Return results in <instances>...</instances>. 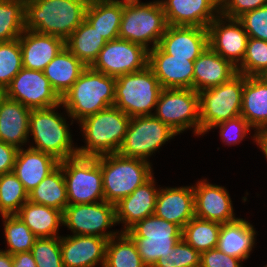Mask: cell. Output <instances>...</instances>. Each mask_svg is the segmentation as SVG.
Returning a JSON list of instances; mask_svg holds the SVG:
<instances>
[{
    "label": "cell",
    "instance_id": "1",
    "mask_svg": "<svg viewBox=\"0 0 267 267\" xmlns=\"http://www.w3.org/2000/svg\"><path fill=\"white\" fill-rule=\"evenodd\" d=\"M89 0H25V30L64 41L85 20Z\"/></svg>",
    "mask_w": 267,
    "mask_h": 267
},
{
    "label": "cell",
    "instance_id": "2",
    "mask_svg": "<svg viewBox=\"0 0 267 267\" xmlns=\"http://www.w3.org/2000/svg\"><path fill=\"white\" fill-rule=\"evenodd\" d=\"M116 78L86 67L72 87L61 97L68 116L83 120L114 106Z\"/></svg>",
    "mask_w": 267,
    "mask_h": 267
},
{
    "label": "cell",
    "instance_id": "3",
    "mask_svg": "<svg viewBox=\"0 0 267 267\" xmlns=\"http://www.w3.org/2000/svg\"><path fill=\"white\" fill-rule=\"evenodd\" d=\"M131 117L115 106L108 107L80 121L86 146L78 155L97 157L117 153L127 132Z\"/></svg>",
    "mask_w": 267,
    "mask_h": 267
},
{
    "label": "cell",
    "instance_id": "4",
    "mask_svg": "<svg viewBox=\"0 0 267 267\" xmlns=\"http://www.w3.org/2000/svg\"><path fill=\"white\" fill-rule=\"evenodd\" d=\"M99 165L105 201L114 205L153 176L148 161L118 153L100 155Z\"/></svg>",
    "mask_w": 267,
    "mask_h": 267
},
{
    "label": "cell",
    "instance_id": "5",
    "mask_svg": "<svg viewBox=\"0 0 267 267\" xmlns=\"http://www.w3.org/2000/svg\"><path fill=\"white\" fill-rule=\"evenodd\" d=\"M167 27L160 1L140 3L139 0H123L119 39L139 44L149 51L158 46ZM151 42L153 45L149 48L148 43Z\"/></svg>",
    "mask_w": 267,
    "mask_h": 267
},
{
    "label": "cell",
    "instance_id": "6",
    "mask_svg": "<svg viewBox=\"0 0 267 267\" xmlns=\"http://www.w3.org/2000/svg\"><path fill=\"white\" fill-rule=\"evenodd\" d=\"M33 109L29 115V133L32 134L37 151L50 154L58 161L78 155L77 147L72 145V136L64 117L55 112L56 107Z\"/></svg>",
    "mask_w": 267,
    "mask_h": 267
},
{
    "label": "cell",
    "instance_id": "7",
    "mask_svg": "<svg viewBox=\"0 0 267 267\" xmlns=\"http://www.w3.org/2000/svg\"><path fill=\"white\" fill-rule=\"evenodd\" d=\"M163 88L147 65L144 69L116 78L114 106L129 117L153 115Z\"/></svg>",
    "mask_w": 267,
    "mask_h": 267
},
{
    "label": "cell",
    "instance_id": "8",
    "mask_svg": "<svg viewBox=\"0 0 267 267\" xmlns=\"http://www.w3.org/2000/svg\"><path fill=\"white\" fill-rule=\"evenodd\" d=\"M245 75L237 74L216 87L199 91L200 135L223 121L241 116Z\"/></svg>",
    "mask_w": 267,
    "mask_h": 267
},
{
    "label": "cell",
    "instance_id": "9",
    "mask_svg": "<svg viewBox=\"0 0 267 267\" xmlns=\"http://www.w3.org/2000/svg\"><path fill=\"white\" fill-rule=\"evenodd\" d=\"M69 204H91L105 200L99 156L76 155L60 161Z\"/></svg>",
    "mask_w": 267,
    "mask_h": 267
},
{
    "label": "cell",
    "instance_id": "10",
    "mask_svg": "<svg viewBox=\"0 0 267 267\" xmlns=\"http://www.w3.org/2000/svg\"><path fill=\"white\" fill-rule=\"evenodd\" d=\"M135 242L146 267H153L158 258L172 252L182 239V228L156 215L137 222L126 232Z\"/></svg>",
    "mask_w": 267,
    "mask_h": 267
},
{
    "label": "cell",
    "instance_id": "11",
    "mask_svg": "<svg viewBox=\"0 0 267 267\" xmlns=\"http://www.w3.org/2000/svg\"><path fill=\"white\" fill-rule=\"evenodd\" d=\"M177 133L154 115L131 117L118 154L147 161L166 141Z\"/></svg>",
    "mask_w": 267,
    "mask_h": 267
},
{
    "label": "cell",
    "instance_id": "12",
    "mask_svg": "<svg viewBox=\"0 0 267 267\" xmlns=\"http://www.w3.org/2000/svg\"><path fill=\"white\" fill-rule=\"evenodd\" d=\"M153 114L177 134L194 128L200 135L199 94L194 89H162Z\"/></svg>",
    "mask_w": 267,
    "mask_h": 267
},
{
    "label": "cell",
    "instance_id": "13",
    "mask_svg": "<svg viewBox=\"0 0 267 267\" xmlns=\"http://www.w3.org/2000/svg\"><path fill=\"white\" fill-rule=\"evenodd\" d=\"M116 223L115 205L105 200L91 204H68L63 212V224L74 235H90L109 240L119 235V231L105 232Z\"/></svg>",
    "mask_w": 267,
    "mask_h": 267
},
{
    "label": "cell",
    "instance_id": "14",
    "mask_svg": "<svg viewBox=\"0 0 267 267\" xmlns=\"http://www.w3.org/2000/svg\"><path fill=\"white\" fill-rule=\"evenodd\" d=\"M147 65V49L139 44L118 38L106 42L90 67L95 71L117 78L140 71Z\"/></svg>",
    "mask_w": 267,
    "mask_h": 267
},
{
    "label": "cell",
    "instance_id": "15",
    "mask_svg": "<svg viewBox=\"0 0 267 267\" xmlns=\"http://www.w3.org/2000/svg\"><path fill=\"white\" fill-rule=\"evenodd\" d=\"M5 96L20 102L31 110L61 104V97L52 88L44 73L24 67L5 89Z\"/></svg>",
    "mask_w": 267,
    "mask_h": 267
},
{
    "label": "cell",
    "instance_id": "16",
    "mask_svg": "<svg viewBox=\"0 0 267 267\" xmlns=\"http://www.w3.org/2000/svg\"><path fill=\"white\" fill-rule=\"evenodd\" d=\"M207 30L209 47L238 67L244 59L249 38L241 22L219 14L208 25Z\"/></svg>",
    "mask_w": 267,
    "mask_h": 267
},
{
    "label": "cell",
    "instance_id": "17",
    "mask_svg": "<svg viewBox=\"0 0 267 267\" xmlns=\"http://www.w3.org/2000/svg\"><path fill=\"white\" fill-rule=\"evenodd\" d=\"M170 26L207 28L220 14V0H161Z\"/></svg>",
    "mask_w": 267,
    "mask_h": 267
},
{
    "label": "cell",
    "instance_id": "18",
    "mask_svg": "<svg viewBox=\"0 0 267 267\" xmlns=\"http://www.w3.org/2000/svg\"><path fill=\"white\" fill-rule=\"evenodd\" d=\"M148 66L164 89H193L194 61L173 58L159 46L148 51Z\"/></svg>",
    "mask_w": 267,
    "mask_h": 267
},
{
    "label": "cell",
    "instance_id": "19",
    "mask_svg": "<svg viewBox=\"0 0 267 267\" xmlns=\"http://www.w3.org/2000/svg\"><path fill=\"white\" fill-rule=\"evenodd\" d=\"M206 181H198L193 187L195 217L221 224L236 220L227 190Z\"/></svg>",
    "mask_w": 267,
    "mask_h": 267
},
{
    "label": "cell",
    "instance_id": "20",
    "mask_svg": "<svg viewBox=\"0 0 267 267\" xmlns=\"http://www.w3.org/2000/svg\"><path fill=\"white\" fill-rule=\"evenodd\" d=\"M107 239L90 235L60 236L63 267H104Z\"/></svg>",
    "mask_w": 267,
    "mask_h": 267
},
{
    "label": "cell",
    "instance_id": "21",
    "mask_svg": "<svg viewBox=\"0 0 267 267\" xmlns=\"http://www.w3.org/2000/svg\"><path fill=\"white\" fill-rule=\"evenodd\" d=\"M158 46L173 58L195 61L208 45V30L202 27L170 26Z\"/></svg>",
    "mask_w": 267,
    "mask_h": 267
},
{
    "label": "cell",
    "instance_id": "22",
    "mask_svg": "<svg viewBox=\"0 0 267 267\" xmlns=\"http://www.w3.org/2000/svg\"><path fill=\"white\" fill-rule=\"evenodd\" d=\"M159 190L154 215L183 228L195 216L193 186Z\"/></svg>",
    "mask_w": 267,
    "mask_h": 267
},
{
    "label": "cell",
    "instance_id": "23",
    "mask_svg": "<svg viewBox=\"0 0 267 267\" xmlns=\"http://www.w3.org/2000/svg\"><path fill=\"white\" fill-rule=\"evenodd\" d=\"M152 176L143 185L136 188L130 195L121 199L115 204L116 222L125 224L124 230L127 232L137 222L153 215L155 210L158 188L155 186Z\"/></svg>",
    "mask_w": 267,
    "mask_h": 267
},
{
    "label": "cell",
    "instance_id": "24",
    "mask_svg": "<svg viewBox=\"0 0 267 267\" xmlns=\"http://www.w3.org/2000/svg\"><path fill=\"white\" fill-rule=\"evenodd\" d=\"M22 50L24 68L42 71L65 47V41L57 36L24 30L18 38Z\"/></svg>",
    "mask_w": 267,
    "mask_h": 267
},
{
    "label": "cell",
    "instance_id": "25",
    "mask_svg": "<svg viewBox=\"0 0 267 267\" xmlns=\"http://www.w3.org/2000/svg\"><path fill=\"white\" fill-rule=\"evenodd\" d=\"M193 89L196 92L216 87L238 74L237 67L209 46L194 61Z\"/></svg>",
    "mask_w": 267,
    "mask_h": 267
},
{
    "label": "cell",
    "instance_id": "26",
    "mask_svg": "<svg viewBox=\"0 0 267 267\" xmlns=\"http://www.w3.org/2000/svg\"><path fill=\"white\" fill-rule=\"evenodd\" d=\"M59 163L60 161L50 154L32 148L25 150L21 148L18 149L12 172L29 193L53 172L59 166Z\"/></svg>",
    "mask_w": 267,
    "mask_h": 267
},
{
    "label": "cell",
    "instance_id": "27",
    "mask_svg": "<svg viewBox=\"0 0 267 267\" xmlns=\"http://www.w3.org/2000/svg\"><path fill=\"white\" fill-rule=\"evenodd\" d=\"M31 109L6 96L0 101V141L21 149L29 137Z\"/></svg>",
    "mask_w": 267,
    "mask_h": 267
},
{
    "label": "cell",
    "instance_id": "28",
    "mask_svg": "<svg viewBox=\"0 0 267 267\" xmlns=\"http://www.w3.org/2000/svg\"><path fill=\"white\" fill-rule=\"evenodd\" d=\"M241 116L256 132L267 128V76H245Z\"/></svg>",
    "mask_w": 267,
    "mask_h": 267
},
{
    "label": "cell",
    "instance_id": "29",
    "mask_svg": "<svg viewBox=\"0 0 267 267\" xmlns=\"http://www.w3.org/2000/svg\"><path fill=\"white\" fill-rule=\"evenodd\" d=\"M255 234V229L245 219L223 223L216 248L231 257L247 260L255 243Z\"/></svg>",
    "mask_w": 267,
    "mask_h": 267
},
{
    "label": "cell",
    "instance_id": "30",
    "mask_svg": "<svg viewBox=\"0 0 267 267\" xmlns=\"http://www.w3.org/2000/svg\"><path fill=\"white\" fill-rule=\"evenodd\" d=\"M123 0H89L85 19L108 42L119 38Z\"/></svg>",
    "mask_w": 267,
    "mask_h": 267
},
{
    "label": "cell",
    "instance_id": "31",
    "mask_svg": "<svg viewBox=\"0 0 267 267\" xmlns=\"http://www.w3.org/2000/svg\"><path fill=\"white\" fill-rule=\"evenodd\" d=\"M66 47L62 48L43 70L52 88L62 97L86 68Z\"/></svg>",
    "mask_w": 267,
    "mask_h": 267
},
{
    "label": "cell",
    "instance_id": "32",
    "mask_svg": "<svg viewBox=\"0 0 267 267\" xmlns=\"http://www.w3.org/2000/svg\"><path fill=\"white\" fill-rule=\"evenodd\" d=\"M37 238L58 237L63 212L49 206L27 201L16 214Z\"/></svg>",
    "mask_w": 267,
    "mask_h": 267
},
{
    "label": "cell",
    "instance_id": "33",
    "mask_svg": "<svg viewBox=\"0 0 267 267\" xmlns=\"http://www.w3.org/2000/svg\"><path fill=\"white\" fill-rule=\"evenodd\" d=\"M106 42L102 35L85 19L65 40V47L85 66L90 67Z\"/></svg>",
    "mask_w": 267,
    "mask_h": 267
},
{
    "label": "cell",
    "instance_id": "34",
    "mask_svg": "<svg viewBox=\"0 0 267 267\" xmlns=\"http://www.w3.org/2000/svg\"><path fill=\"white\" fill-rule=\"evenodd\" d=\"M28 200L64 212L69 203L62 168L58 166L31 190L28 193Z\"/></svg>",
    "mask_w": 267,
    "mask_h": 267
},
{
    "label": "cell",
    "instance_id": "35",
    "mask_svg": "<svg viewBox=\"0 0 267 267\" xmlns=\"http://www.w3.org/2000/svg\"><path fill=\"white\" fill-rule=\"evenodd\" d=\"M118 238V239H117ZM104 267H146L133 239L126 233L111 237L106 244Z\"/></svg>",
    "mask_w": 267,
    "mask_h": 267
},
{
    "label": "cell",
    "instance_id": "36",
    "mask_svg": "<svg viewBox=\"0 0 267 267\" xmlns=\"http://www.w3.org/2000/svg\"><path fill=\"white\" fill-rule=\"evenodd\" d=\"M221 223L193 217L182 228V239L200 254L217 247Z\"/></svg>",
    "mask_w": 267,
    "mask_h": 267
},
{
    "label": "cell",
    "instance_id": "37",
    "mask_svg": "<svg viewBox=\"0 0 267 267\" xmlns=\"http://www.w3.org/2000/svg\"><path fill=\"white\" fill-rule=\"evenodd\" d=\"M25 30V0H0V42L18 39Z\"/></svg>",
    "mask_w": 267,
    "mask_h": 267
},
{
    "label": "cell",
    "instance_id": "38",
    "mask_svg": "<svg viewBox=\"0 0 267 267\" xmlns=\"http://www.w3.org/2000/svg\"><path fill=\"white\" fill-rule=\"evenodd\" d=\"M28 201V192L13 172L0 175V214L16 215Z\"/></svg>",
    "mask_w": 267,
    "mask_h": 267
},
{
    "label": "cell",
    "instance_id": "39",
    "mask_svg": "<svg viewBox=\"0 0 267 267\" xmlns=\"http://www.w3.org/2000/svg\"><path fill=\"white\" fill-rule=\"evenodd\" d=\"M4 222V234L9 247L5 252L16 253L31 251L37 237L17 215L1 216Z\"/></svg>",
    "mask_w": 267,
    "mask_h": 267
},
{
    "label": "cell",
    "instance_id": "40",
    "mask_svg": "<svg viewBox=\"0 0 267 267\" xmlns=\"http://www.w3.org/2000/svg\"><path fill=\"white\" fill-rule=\"evenodd\" d=\"M22 68L19 39L0 42V88L5 90Z\"/></svg>",
    "mask_w": 267,
    "mask_h": 267
},
{
    "label": "cell",
    "instance_id": "41",
    "mask_svg": "<svg viewBox=\"0 0 267 267\" xmlns=\"http://www.w3.org/2000/svg\"><path fill=\"white\" fill-rule=\"evenodd\" d=\"M237 72L245 76H267V41L248 38L246 53Z\"/></svg>",
    "mask_w": 267,
    "mask_h": 267
},
{
    "label": "cell",
    "instance_id": "42",
    "mask_svg": "<svg viewBox=\"0 0 267 267\" xmlns=\"http://www.w3.org/2000/svg\"><path fill=\"white\" fill-rule=\"evenodd\" d=\"M37 267H63L60 236L37 238L31 249Z\"/></svg>",
    "mask_w": 267,
    "mask_h": 267
},
{
    "label": "cell",
    "instance_id": "43",
    "mask_svg": "<svg viewBox=\"0 0 267 267\" xmlns=\"http://www.w3.org/2000/svg\"><path fill=\"white\" fill-rule=\"evenodd\" d=\"M153 267H200V253L181 239L172 252L158 258Z\"/></svg>",
    "mask_w": 267,
    "mask_h": 267
},
{
    "label": "cell",
    "instance_id": "44",
    "mask_svg": "<svg viewBox=\"0 0 267 267\" xmlns=\"http://www.w3.org/2000/svg\"><path fill=\"white\" fill-rule=\"evenodd\" d=\"M249 38L267 41V5L238 18Z\"/></svg>",
    "mask_w": 267,
    "mask_h": 267
},
{
    "label": "cell",
    "instance_id": "45",
    "mask_svg": "<svg viewBox=\"0 0 267 267\" xmlns=\"http://www.w3.org/2000/svg\"><path fill=\"white\" fill-rule=\"evenodd\" d=\"M215 127L220 128L222 141L229 145L240 143V141L244 139L246 134H248L252 128L247 120L242 116L218 123L211 129Z\"/></svg>",
    "mask_w": 267,
    "mask_h": 267
},
{
    "label": "cell",
    "instance_id": "46",
    "mask_svg": "<svg viewBox=\"0 0 267 267\" xmlns=\"http://www.w3.org/2000/svg\"><path fill=\"white\" fill-rule=\"evenodd\" d=\"M267 5V0H220V14L238 19L243 14Z\"/></svg>",
    "mask_w": 267,
    "mask_h": 267
},
{
    "label": "cell",
    "instance_id": "47",
    "mask_svg": "<svg viewBox=\"0 0 267 267\" xmlns=\"http://www.w3.org/2000/svg\"><path fill=\"white\" fill-rule=\"evenodd\" d=\"M243 262L238 258L231 257L217 248L210 249L200 254V267H242Z\"/></svg>",
    "mask_w": 267,
    "mask_h": 267
},
{
    "label": "cell",
    "instance_id": "48",
    "mask_svg": "<svg viewBox=\"0 0 267 267\" xmlns=\"http://www.w3.org/2000/svg\"><path fill=\"white\" fill-rule=\"evenodd\" d=\"M18 149L0 141V175L13 171Z\"/></svg>",
    "mask_w": 267,
    "mask_h": 267
},
{
    "label": "cell",
    "instance_id": "49",
    "mask_svg": "<svg viewBox=\"0 0 267 267\" xmlns=\"http://www.w3.org/2000/svg\"><path fill=\"white\" fill-rule=\"evenodd\" d=\"M13 267H37L31 251L12 255Z\"/></svg>",
    "mask_w": 267,
    "mask_h": 267
},
{
    "label": "cell",
    "instance_id": "50",
    "mask_svg": "<svg viewBox=\"0 0 267 267\" xmlns=\"http://www.w3.org/2000/svg\"><path fill=\"white\" fill-rule=\"evenodd\" d=\"M253 138L267 158V128L256 132Z\"/></svg>",
    "mask_w": 267,
    "mask_h": 267
},
{
    "label": "cell",
    "instance_id": "51",
    "mask_svg": "<svg viewBox=\"0 0 267 267\" xmlns=\"http://www.w3.org/2000/svg\"><path fill=\"white\" fill-rule=\"evenodd\" d=\"M0 267H13L12 255L0 250Z\"/></svg>",
    "mask_w": 267,
    "mask_h": 267
},
{
    "label": "cell",
    "instance_id": "52",
    "mask_svg": "<svg viewBox=\"0 0 267 267\" xmlns=\"http://www.w3.org/2000/svg\"><path fill=\"white\" fill-rule=\"evenodd\" d=\"M4 96H5V90L0 88V101L3 99Z\"/></svg>",
    "mask_w": 267,
    "mask_h": 267
}]
</instances>
